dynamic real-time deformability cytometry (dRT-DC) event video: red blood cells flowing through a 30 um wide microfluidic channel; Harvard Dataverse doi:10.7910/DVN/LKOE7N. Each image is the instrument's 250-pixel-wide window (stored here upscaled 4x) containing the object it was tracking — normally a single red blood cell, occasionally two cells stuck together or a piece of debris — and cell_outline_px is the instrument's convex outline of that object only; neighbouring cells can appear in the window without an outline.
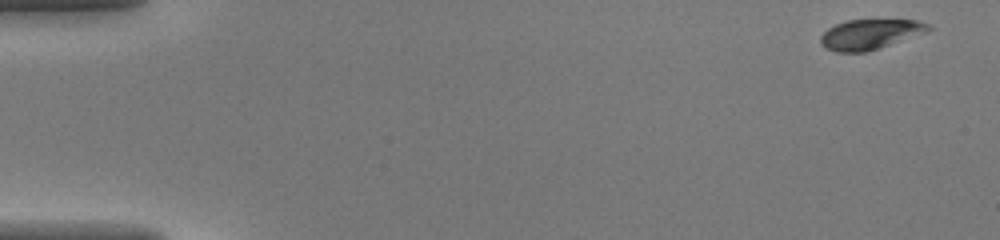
{"species": "common noctule bat (a hibernating species)", "species_latin": "Nyctalus noctula", "temperature_condition": "warm", "stored_images_in_passage": 11, "camera_frame_rate_fps": 3000, "um_per_image_px": 0.085, "animal": {"sex": "female", "body_mass_g": 20.0, "forearm_length_mm": 54.0}, "frame": {"image": 1, "passage_image": 1, "time_ms": 0.0, "image_size_px": [1000, 240], "cell_outline_px": [[932, 28], [928, 32], [880, 48], [864, 52], [836, 52], [824, 48], [820, 44], [820, 36], [828, 28], [836, 24], [848, 20], [916, 20], [932, 24]], "centroid_in_image_um": [73.98, 2.92], "position_along_channel_um": 11.0, "area_um2": 19.07}}